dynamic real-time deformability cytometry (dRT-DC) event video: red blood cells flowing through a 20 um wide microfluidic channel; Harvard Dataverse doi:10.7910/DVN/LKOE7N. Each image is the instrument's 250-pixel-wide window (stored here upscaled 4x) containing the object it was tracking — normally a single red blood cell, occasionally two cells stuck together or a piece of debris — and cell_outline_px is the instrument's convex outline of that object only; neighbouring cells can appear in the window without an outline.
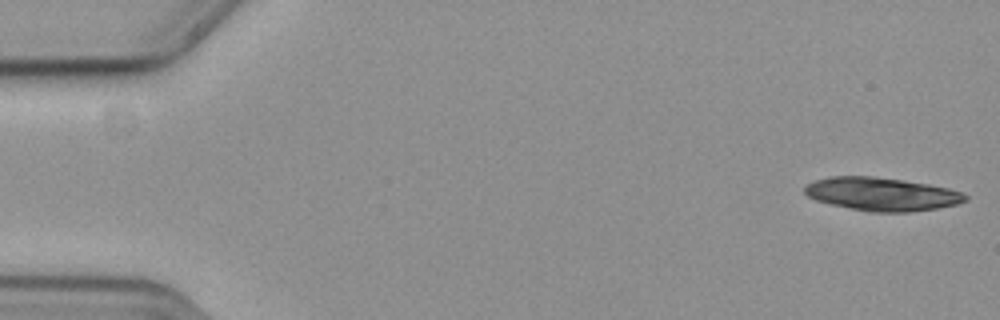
{"species": "common noctule bat (a hibernating species)", "species_latin": "Nyctalus noctula", "temperature_condition": "cold", "stored_images_in_passage": 7, "camera_frame_rate_fps": 3000, "um_per_image_px": 0.085, "animal": {"sex": "female", "body_mass_g": 19.3, "forearm_length_mm": 54.1}, "frame": {"image": 1, "passage_image": 1, "time_ms": 0.0, "image_size_px": [1000, 320], "cell_outline_px": [[968, 200], [956, 204], [936, 208], [908, 212], [868, 212], [832, 204], [816, 200], [808, 196], [804, 192], [804, 188], [808, 184], [816, 180], [832, 176], [872, 176], [928, 184], [948, 188], [960, 192], [968, 196]], "centroid_in_image_um": [74.95, 16.5], "position_along_channel_um": 10.1, "area_um2": 30.81}}